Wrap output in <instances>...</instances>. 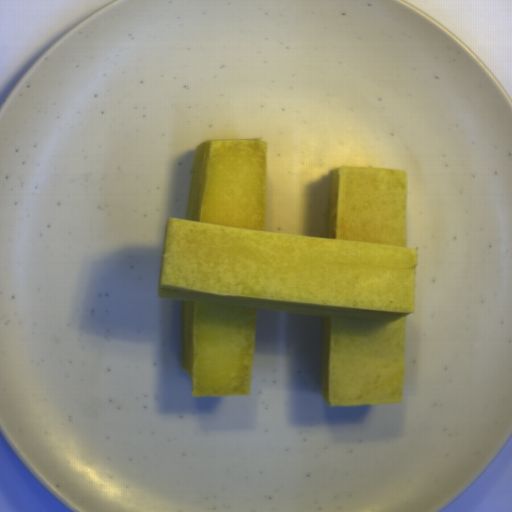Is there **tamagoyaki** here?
Wrapping results in <instances>:
<instances>
[{
  "instance_id": "obj_1",
  "label": "tamagoyaki",
  "mask_w": 512,
  "mask_h": 512,
  "mask_svg": "<svg viewBox=\"0 0 512 512\" xmlns=\"http://www.w3.org/2000/svg\"><path fill=\"white\" fill-rule=\"evenodd\" d=\"M417 257L405 171L334 169L327 236L269 232L267 142L196 145L184 218L165 225L157 289L180 303L192 397L249 395L258 309H268L321 317L328 405L403 403Z\"/></svg>"
}]
</instances>
